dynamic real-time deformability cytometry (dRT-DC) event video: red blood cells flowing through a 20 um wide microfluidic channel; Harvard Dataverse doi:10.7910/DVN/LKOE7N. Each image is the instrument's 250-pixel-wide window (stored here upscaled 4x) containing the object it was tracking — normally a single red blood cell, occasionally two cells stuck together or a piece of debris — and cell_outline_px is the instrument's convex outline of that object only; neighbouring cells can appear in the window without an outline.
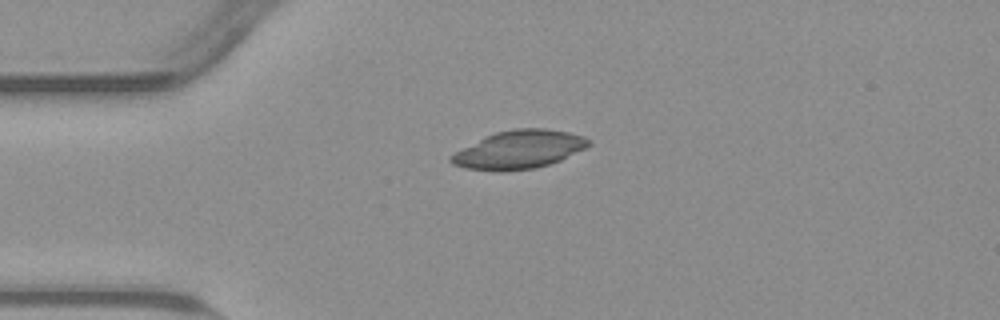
{"species": "common noctule bat (a hibernating species)", "species_latin": "Nyctalus noctula", "temperature_condition": "warm", "stored_images_in_passage": 34, "camera_frame_rate_fps": 3000, "um_per_image_px": 0.085, "animal": {"sex": "male", "body_mass_g": 23.1, "forearm_length_mm": 52.7}, "frame": {"image": 1, "passage_image": 1, "time_ms": 0.0, "image_size_px": [1000, 320], "cell_outline_px": [[592, 144], [560, 160], [536, 168], [500, 172], [464, 168], [452, 164], [448, 160], [448, 156], [484, 136], [496, 132], [516, 128], [544, 128], [568, 132], [584, 136]], "centroid_in_image_um": [44.07, 12.72], "position_along_channel_um": 40.9, "area_um2": 30.69}}